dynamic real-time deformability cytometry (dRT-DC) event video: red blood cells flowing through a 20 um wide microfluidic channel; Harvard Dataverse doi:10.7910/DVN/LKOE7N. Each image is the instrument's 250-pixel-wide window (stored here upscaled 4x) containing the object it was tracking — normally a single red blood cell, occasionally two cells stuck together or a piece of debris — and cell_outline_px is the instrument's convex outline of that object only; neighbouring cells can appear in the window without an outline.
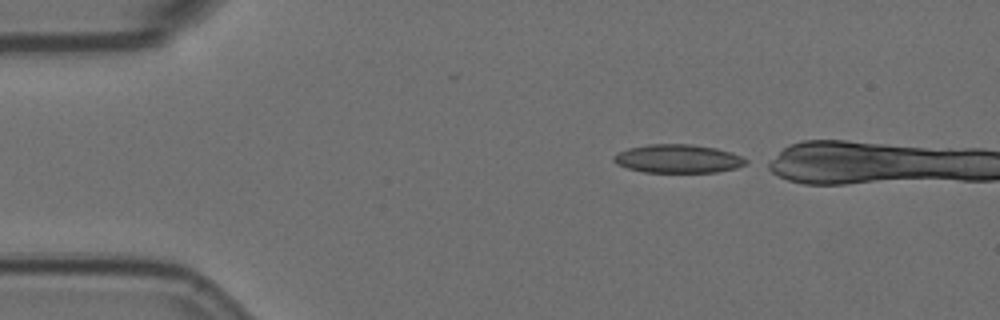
{"species": "Egyptian fruit bat (a non-hibernating species)", "species_latin": "Rousettus aegyptiacus", "temperature_condition": "room temperature", "stored_images_in_passage": 37, "camera_frame_rate_fps": 3000, "um_per_image_px": 0.085, "animal": {"sex": "female"}, "frame": {"image": 1, "passage_image": 1, "time_ms": 0.0, "image_size_px": [1000, 320], "cell_outline_px": [[748, 164], [736, 168], [716, 172], [644, 172], [628, 168], [616, 164], [612, 160], [612, 156], [616, 152], [628, 148], [648, 144], [692, 144], [716, 148], [732, 152], [748, 160]], "centroid_in_image_um": [57.61, 13.48], "position_along_channel_um": 27.4, "area_um2": 22.14}}
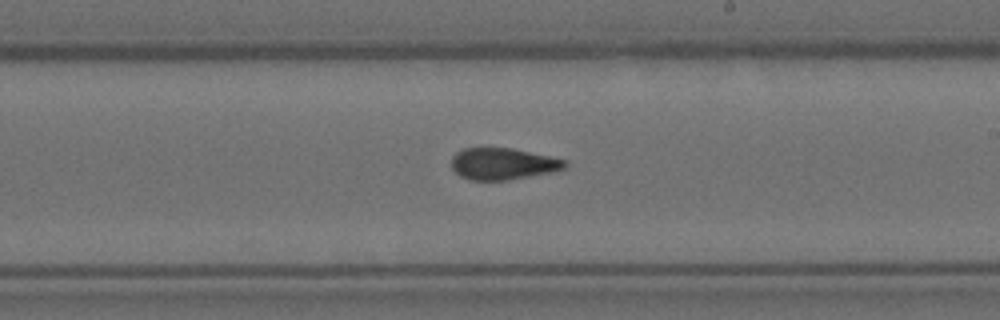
{"frame": {"image": 2, "passage_image": 24, "time_ms": 7.667, "image_size_px": [1000, 320], "cell_outline_px": [[568, 168], [556, 172], [508, 180], [468, 180], [460, 176], [452, 168], [452, 156], [456, 152], [464, 148], [512, 148], [568, 160]], "centroid_in_image_um": [42.81, 13.93], "position_along_channel_um": 246.2, "area_um2": 21.27}}
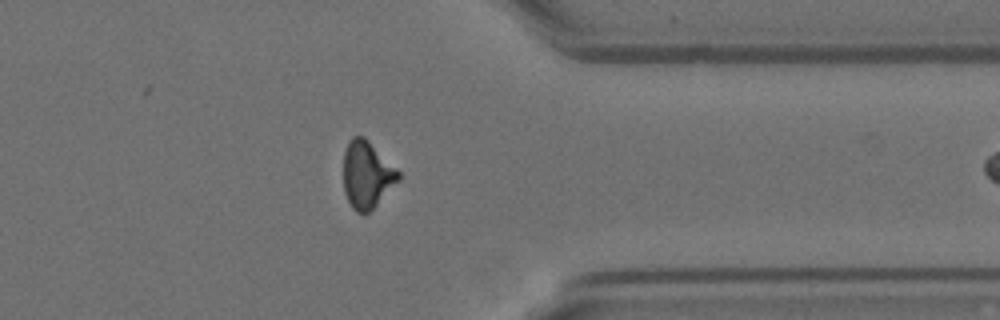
{"frame": {"image": 3, "passage_image": 36, "time_ms": 11.667, "image_size_px": [1000, 320], "cell_outline_px": [[400, 180], [368, 212], [356, 212], [352, 208], [344, 192], [344, 152], [352, 136], [364, 136], [400, 172]], "centroid_in_image_um": [31.18, 14.84], "position_along_channel_um": 380.2, "area_um2": 21.15}}